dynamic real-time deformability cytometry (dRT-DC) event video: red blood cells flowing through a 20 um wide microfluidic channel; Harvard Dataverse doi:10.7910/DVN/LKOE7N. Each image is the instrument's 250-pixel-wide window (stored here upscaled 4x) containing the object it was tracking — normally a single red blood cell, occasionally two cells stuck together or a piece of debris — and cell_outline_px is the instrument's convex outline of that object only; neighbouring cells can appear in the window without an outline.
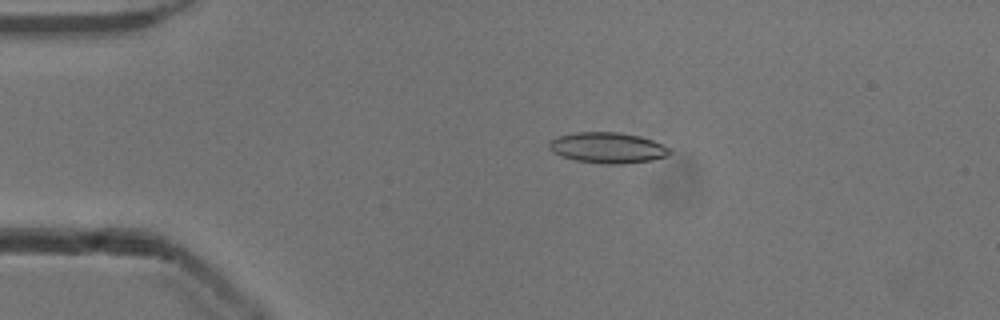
{"species": "common noctule bat (a hibernating species)", "species_latin": "Nyctalus noctula", "temperature_condition": "cold", "stored_images_in_passage": 43, "camera_frame_rate_fps": 3000, "um_per_image_px": 0.085, "animal": {"sex": "male", "body_mass_g": 13.3}, "frame": {"image": 1, "passage_image": 2, "time_ms": 0.333, "image_size_px": [1000, 320], "cell_outline_px": [[672, 152], [668, 156], [652, 160], [624, 164], [604, 164], [576, 160], [560, 156], [552, 152], [548, 144], [552, 140], [560, 136], [576, 132], [616, 132], [640, 136], [652, 140], [668, 148]], "centroid_in_image_um": [51.66, 12.57], "position_along_channel_um": 33.3, "area_um2": 21.5}}
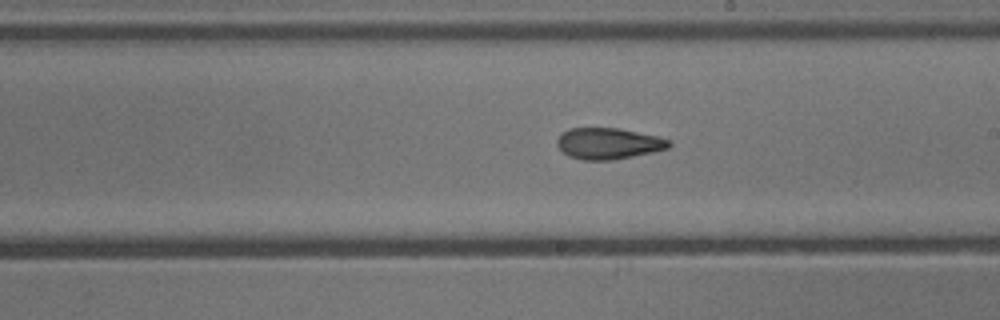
{"frame": {"image": 2, "passage_image": 21, "time_ms": 6.667, "image_size_px": [1000, 320], "cell_outline_px": [[672, 144], [668, 148], [652, 152], [612, 160], [584, 160], [568, 156], [556, 144], [556, 140], [560, 132], [568, 128], [616, 128], [656, 136], [668, 140]], "centroid_in_image_um": [51.65, 12.19], "position_along_channel_um": 237.3, "area_um2": 20.23}}
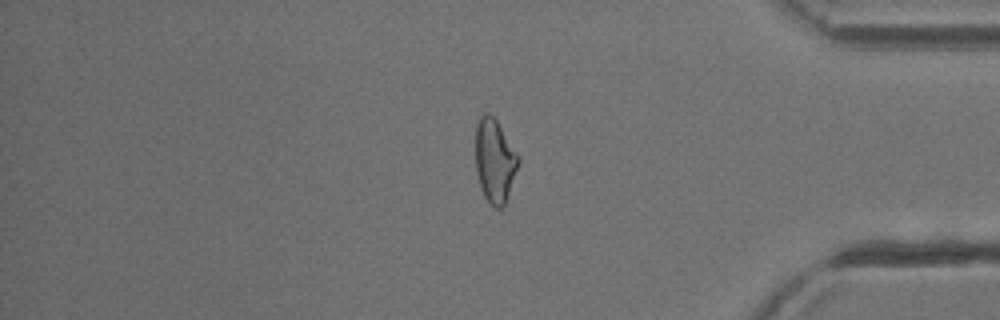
{"frame": {"image": 3, "passage_image": 35, "time_ms": 11.333, "image_size_px": [1000, 320], "cell_outline_px": [[520, 160], [504, 208], [496, 208], [484, 196], [476, 172], [476, 124], [480, 116], [484, 112], [488, 112], [496, 120], [520, 156]], "centroid_in_image_um": [42.06, 13.65], "position_along_channel_um": 393.1, "area_um2": 20.81}, "authors_computed_cell_mechanics": {"area_um2": 20.9236, "velocity_mm_per_s": 3.9161, "shape_relaxation_time_tau1_ms": 9.9748, "shape_relaxation_time_tau2_ms": 2.5492, "deformation_change_tau1": 0.2133, "deformation_change_tau2": 0.1005}}